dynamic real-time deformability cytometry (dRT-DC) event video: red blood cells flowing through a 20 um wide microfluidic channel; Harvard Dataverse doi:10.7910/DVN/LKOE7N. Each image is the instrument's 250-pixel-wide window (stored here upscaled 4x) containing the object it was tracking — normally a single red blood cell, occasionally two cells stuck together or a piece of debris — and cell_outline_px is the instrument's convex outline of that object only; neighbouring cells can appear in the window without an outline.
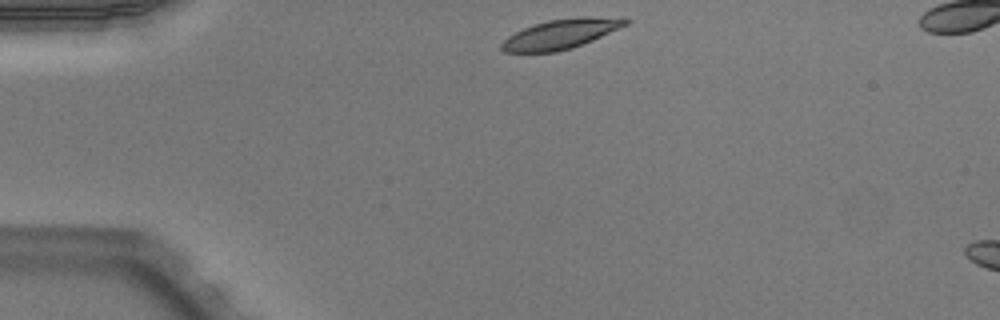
{"species": "Egyptian fruit bat (a non-hibernating species)", "species_latin": "Rousettus aegyptiacus", "temperature_condition": "warm", "stored_images_in_passage": 41, "camera_frame_rate_fps": 3000, "um_per_image_px": 0.085, "animal": {"sex": "male"}, "frame": {"image": 1, "passage_image": 1, "time_ms": 0.0, "image_size_px": [1000, 320], "cell_outline_px": [[632, 20], [628, 24], [592, 40], [572, 48], [556, 52], [504, 52], [500, 48], [500, 44], [508, 36], [524, 28], [548, 20], [580, 16], [628, 16]], "centroid_in_image_um": [47.76, 2.86], "position_along_channel_um": 37.2, "area_um2": 21.68}}
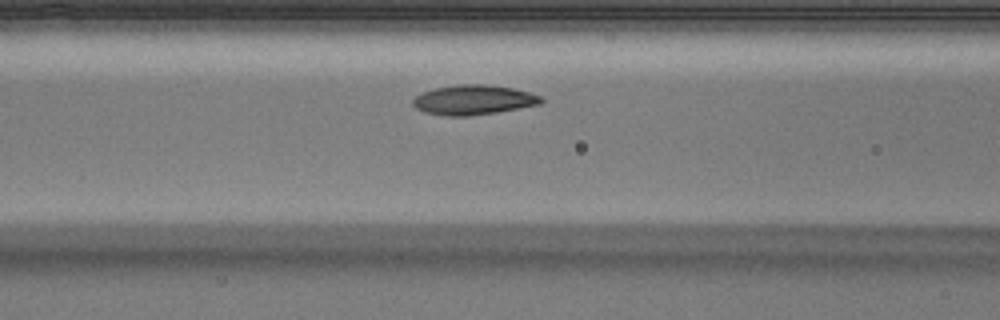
{"frame": {"image": 2, "passage_image": 11, "time_ms": 3.333, "image_size_px": [1000, 320], "cell_outline_px": [[544, 100], [540, 104], [520, 108], [496, 112], [468, 116], [444, 116], [424, 112], [416, 108], [412, 104], [412, 100], [416, 96], [424, 92], [436, 88], [460, 84], [484, 84], [512, 88], [528, 92], [540, 96]], "centroid_in_image_um": [40.23, 8.5], "position_along_channel_um": 126.4, "area_um2": 22.08}}
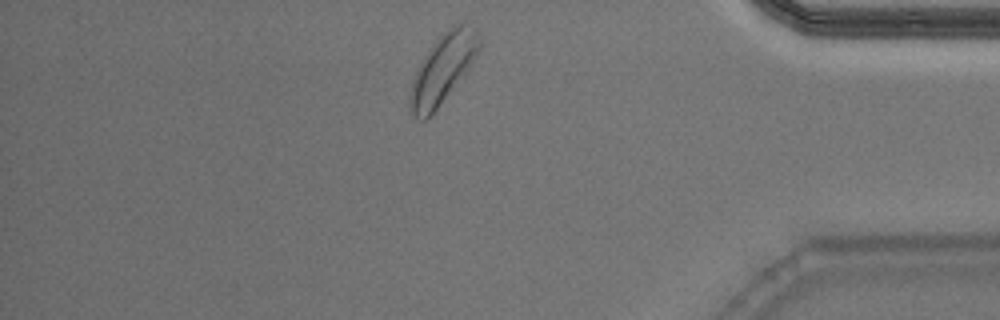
{"frame": {"image": 3, "passage_image": 34, "time_ms": 11.0, "image_size_px": [1000, 320], "cell_outline_px": [[484, 44], [436, 108], [424, 120], [420, 120], [408, 108], [408, 100], [412, 80], [416, 68], [432, 44], [452, 24], [464, 24], [476, 28], [484, 36]], "centroid_in_image_um": [37.64, 5.75], "position_along_channel_um": 397.6, "area_um2": 27.28}, "authors_computed_cell_mechanics": {"area_um2": 22.3108, "velocity_mm_per_s": 3.9089, "shape_relaxation_time_tau1_ms": 1.3767, "shape_relaxation_time_tau2_ms": null, "deformation_change_tau1": 0.0833, "deformation_change_tau2": null}}